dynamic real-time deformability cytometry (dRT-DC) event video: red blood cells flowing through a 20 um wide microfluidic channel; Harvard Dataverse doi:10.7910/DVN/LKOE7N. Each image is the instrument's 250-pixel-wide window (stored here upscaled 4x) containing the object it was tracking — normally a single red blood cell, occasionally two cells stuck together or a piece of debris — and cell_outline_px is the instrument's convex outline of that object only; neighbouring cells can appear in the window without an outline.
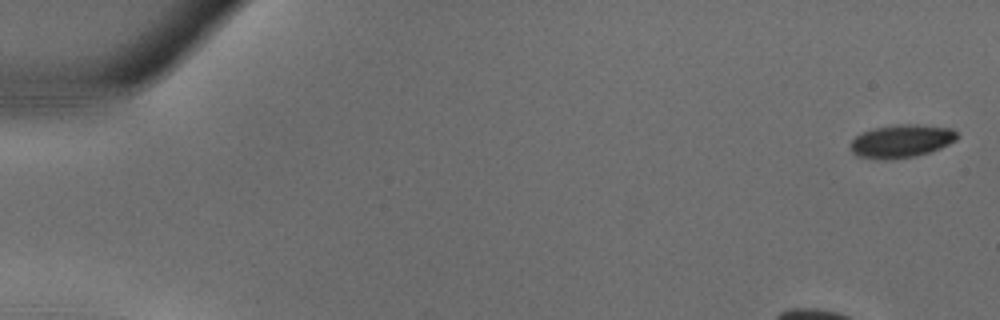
{"species": "common noctule bat (a hibernating species)", "species_latin": "Nyctalus noctula", "temperature_condition": "warm", "stored_images_in_passage": 36, "camera_frame_rate_fps": 3000, "um_per_image_px": 0.085, "animal": {"sex": "male", "body_mass_g": 18.8}, "frame": {"image": 1, "passage_image": 1, "time_ms": 0.0, "image_size_px": [1000, 320], "cell_outline_px": [[960, 136], [956, 140], [940, 148], [916, 156], [884, 160], [856, 156], [852, 152], [852, 140], [856, 136], [864, 132], [876, 128], [896, 124], [916, 124], [952, 128]], "centroid_in_image_um": [76.65, 11.99], "position_along_channel_um": 8.4, "area_um2": 20.4}}
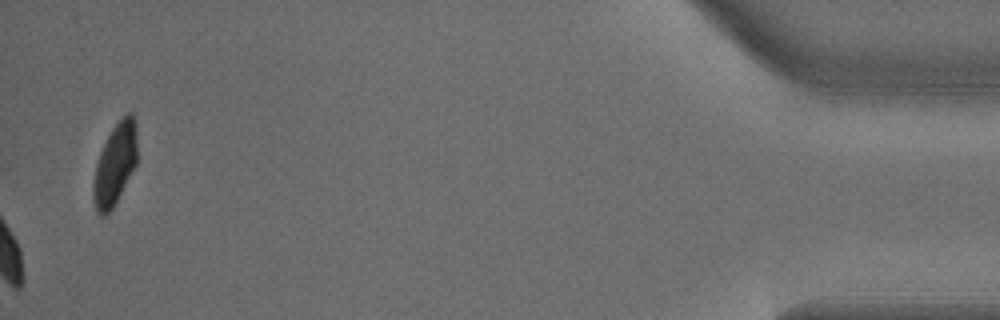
{"frame": {"image": 2, "passage_image": 36, "time_ms": 11.667, "image_size_px": [1000, 320], "cell_outline_px": [[136, 164], [112, 208], [104, 216], [100, 216], [96, 212], [92, 200], [92, 184], [96, 164], [100, 152], [112, 128], [128, 112], [132, 112], [136, 120]], "centroid_in_image_um": [9.75, 13.97], "position_along_channel_um": 425.5, "area_um2": 20.69}}